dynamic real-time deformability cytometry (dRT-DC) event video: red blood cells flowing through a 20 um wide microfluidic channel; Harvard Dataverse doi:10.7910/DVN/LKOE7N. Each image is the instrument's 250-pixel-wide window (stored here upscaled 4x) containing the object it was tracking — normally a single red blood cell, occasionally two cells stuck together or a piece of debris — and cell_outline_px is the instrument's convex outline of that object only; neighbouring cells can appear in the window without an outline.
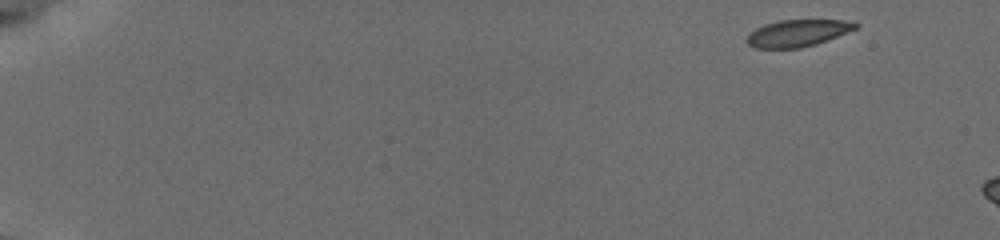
{"species": "common noctule bat (a hibernating species)", "species_latin": "Nyctalus noctula", "temperature_condition": "cold", "stored_images_in_passage": 7, "camera_frame_rate_fps": 3000, "um_per_image_px": 0.085, "animal": {"sex": "female", "body_mass_g": 19.5, "forearm_length_mm": 54.1}, "frame": {"image": 1, "passage_image": 1, "time_ms": 0.0, "image_size_px": [1000, 240], "cell_outline_px": [[860, 24], [856, 28], [816, 44], [800, 48], [756, 48], [748, 44], [748, 36], [756, 28], [764, 24], [780, 20], [840, 20]], "centroid_in_image_um": [67.78, 2.81], "position_along_channel_um": 17.2, "area_um2": 16.65}}